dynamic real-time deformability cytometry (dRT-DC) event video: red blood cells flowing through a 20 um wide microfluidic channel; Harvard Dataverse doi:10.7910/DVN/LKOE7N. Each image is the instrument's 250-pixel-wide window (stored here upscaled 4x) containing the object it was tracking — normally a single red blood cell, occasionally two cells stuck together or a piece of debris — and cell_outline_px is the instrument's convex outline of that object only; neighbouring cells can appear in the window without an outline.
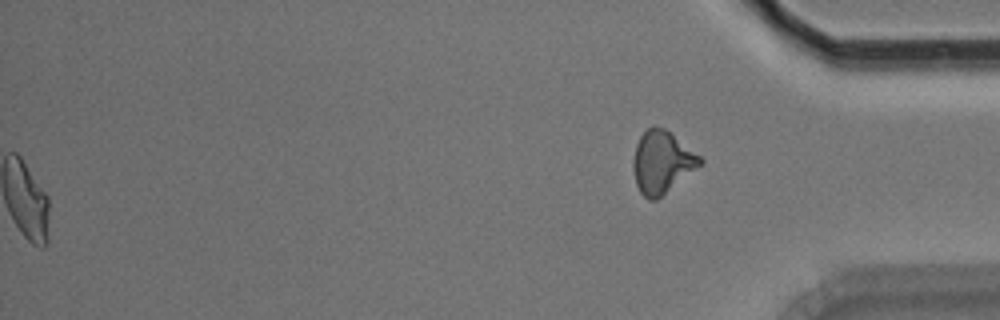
{"species": "Egyptian fruit bat (a non-hibernating species)", "species_latin": "Rousettus aegyptiacus", "temperature_condition": "room temperature", "stored_images_in_passage": 54, "segment_of_instrument_passage": [2, 2], "camera_frame_rate_fps": 3000, "um_per_image_px": 0.085, "animal": {"sex": "male"}, "frame": {"image": 1, "passage_image": 54, "time_ms": 17.667, "image_size_px": [1000, 320], "cell_outline_px": [[704, 164], [656, 200], [648, 200], [640, 192], [636, 184], [632, 168], [632, 160], [636, 144], [640, 136], [648, 128], [664, 128], [700, 156], [704, 160]], "centroid_in_image_um": [56.26, 13.82], "position_along_channel_um": 378.9, "area_um2": 24.16}}